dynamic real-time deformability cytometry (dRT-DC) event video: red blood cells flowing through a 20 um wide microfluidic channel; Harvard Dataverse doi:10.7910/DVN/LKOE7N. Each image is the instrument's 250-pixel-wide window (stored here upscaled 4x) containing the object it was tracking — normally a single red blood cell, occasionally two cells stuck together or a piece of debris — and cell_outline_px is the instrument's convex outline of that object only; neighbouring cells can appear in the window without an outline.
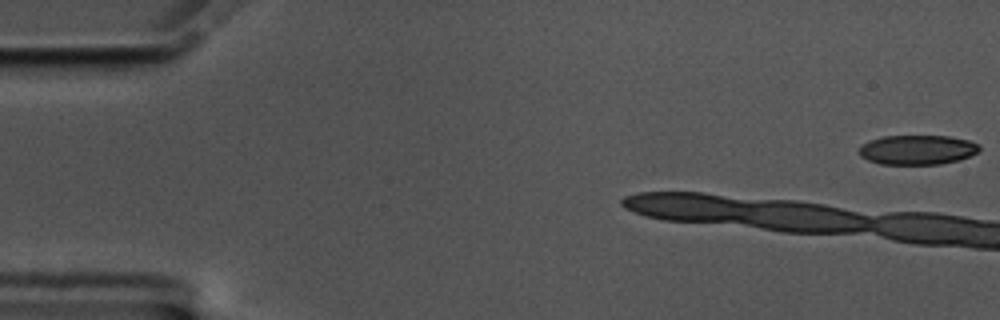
{"species": "common noctule bat (a hibernating species)", "species_latin": "Nyctalus noctula", "temperature_condition": "cold", "stored_images_in_passage": 6, "camera_frame_rate_fps": 3000, "um_per_image_px": 0.085, "animal": {"sex": "male", "body_mass_g": 17.5, "forearm_length_mm": 52.3}, "frame": {"image": 1, "passage_image": 1, "time_ms": 0.0, "image_size_px": [1000, 320], "cell_outline_px": [[980, 148], [976, 152], [960, 160], [940, 164], [880, 164], [868, 160], [860, 156], [860, 144], [868, 140], [884, 136], [948, 136], [968, 140], [980, 144]], "centroid_in_image_um": [77.95, 12.73], "position_along_channel_um": 7.0, "area_um2": 20.75}}